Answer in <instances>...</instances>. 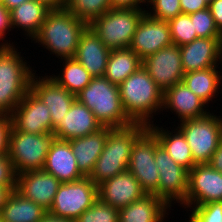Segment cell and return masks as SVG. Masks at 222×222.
Wrapping results in <instances>:
<instances>
[{"mask_svg": "<svg viewBox=\"0 0 222 222\" xmlns=\"http://www.w3.org/2000/svg\"><path fill=\"white\" fill-rule=\"evenodd\" d=\"M118 86L123 109L134 123L150 125L153 114L163 111L164 93L143 66Z\"/></svg>", "mask_w": 222, "mask_h": 222, "instance_id": "6da1fadb", "label": "cell"}, {"mask_svg": "<svg viewBox=\"0 0 222 222\" xmlns=\"http://www.w3.org/2000/svg\"><path fill=\"white\" fill-rule=\"evenodd\" d=\"M88 24L65 8L48 12L39 32L32 39L59 59L74 58L81 34Z\"/></svg>", "mask_w": 222, "mask_h": 222, "instance_id": "7a4b0ae2", "label": "cell"}, {"mask_svg": "<svg viewBox=\"0 0 222 222\" xmlns=\"http://www.w3.org/2000/svg\"><path fill=\"white\" fill-rule=\"evenodd\" d=\"M147 128L148 125L142 123L112 128L89 178L98 186L105 180L125 172L129 165L133 144Z\"/></svg>", "mask_w": 222, "mask_h": 222, "instance_id": "3957f363", "label": "cell"}, {"mask_svg": "<svg viewBox=\"0 0 222 222\" xmlns=\"http://www.w3.org/2000/svg\"><path fill=\"white\" fill-rule=\"evenodd\" d=\"M76 99L93 112L103 127L121 128L134 123L123 109L119 86L104 76L93 77Z\"/></svg>", "mask_w": 222, "mask_h": 222, "instance_id": "277c9868", "label": "cell"}, {"mask_svg": "<svg viewBox=\"0 0 222 222\" xmlns=\"http://www.w3.org/2000/svg\"><path fill=\"white\" fill-rule=\"evenodd\" d=\"M15 46L0 47V114L11 115L30 90L34 74Z\"/></svg>", "mask_w": 222, "mask_h": 222, "instance_id": "5b68a950", "label": "cell"}, {"mask_svg": "<svg viewBox=\"0 0 222 222\" xmlns=\"http://www.w3.org/2000/svg\"><path fill=\"white\" fill-rule=\"evenodd\" d=\"M145 8H112L88 26L109 50L129 48Z\"/></svg>", "mask_w": 222, "mask_h": 222, "instance_id": "8992f818", "label": "cell"}, {"mask_svg": "<svg viewBox=\"0 0 222 222\" xmlns=\"http://www.w3.org/2000/svg\"><path fill=\"white\" fill-rule=\"evenodd\" d=\"M56 138L53 133H23L12 127L8 156L15 173L18 175L27 171L42 170L48 151Z\"/></svg>", "mask_w": 222, "mask_h": 222, "instance_id": "52a82bcc", "label": "cell"}, {"mask_svg": "<svg viewBox=\"0 0 222 222\" xmlns=\"http://www.w3.org/2000/svg\"><path fill=\"white\" fill-rule=\"evenodd\" d=\"M179 123L177 128L190 146L194 163H209L213 153L222 142L221 116L209 113L204 117Z\"/></svg>", "mask_w": 222, "mask_h": 222, "instance_id": "ba28073f", "label": "cell"}, {"mask_svg": "<svg viewBox=\"0 0 222 222\" xmlns=\"http://www.w3.org/2000/svg\"><path fill=\"white\" fill-rule=\"evenodd\" d=\"M97 199L98 186L89 177L61 183L48 213L75 221Z\"/></svg>", "mask_w": 222, "mask_h": 222, "instance_id": "9c48e42d", "label": "cell"}, {"mask_svg": "<svg viewBox=\"0 0 222 222\" xmlns=\"http://www.w3.org/2000/svg\"><path fill=\"white\" fill-rule=\"evenodd\" d=\"M155 134L147 128L134 142L127 170L133 174L147 194L158 197L159 170L155 164Z\"/></svg>", "mask_w": 222, "mask_h": 222, "instance_id": "30bf717a", "label": "cell"}, {"mask_svg": "<svg viewBox=\"0 0 222 222\" xmlns=\"http://www.w3.org/2000/svg\"><path fill=\"white\" fill-rule=\"evenodd\" d=\"M155 164L159 170L158 198L170 208L172 201L181 204L186 199L188 170L177 164L160 144L155 147Z\"/></svg>", "mask_w": 222, "mask_h": 222, "instance_id": "8fae6325", "label": "cell"}, {"mask_svg": "<svg viewBox=\"0 0 222 222\" xmlns=\"http://www.w3.org/2000/svg\"><path fill=\"white\" fill-rule=\"evenodd\" d=\"M217 201H222V172L208 163L196 164L188 171L186 199L180 205L191 209L193 205Z\"/></svg>", "mask_w": 222, "mask_h": 222, "instance_id": "7c38bea8", "label": "cell"}, {"mask_svg": "<svg viewBox=\"0 0 222 222\" xmlns=\"http://www.w3.org/2000/svg\"><path fill=\"white\" fill-rule=\"evenodd\" d=\"M142 66L163 93L184 77L180 48L174 44L146 56Z\"/></svg>", "mask_w": 222, "mask_h": 222, "instance_id": "4fadbf2b", "label": "cell"}, {"mask_svg": "<svg viewBox=\"0 0 222 222\" xmlns=\"http://www.w3.org/2000/svg\"><path fill=\"white\" fill-rule=\"evenodd\" d=\"M12 127L23 133H52L50 110L30 89L11 113Z\"/></svg>", "mask_w": 222, "mask_h": 222, "instance_id": "5bb4252c", "label": "cell"}, {"mask_svg": "<svg viewBox=\"0 0 222 222\" xmlns=\"http://www.w3.org/2000/svg\"><path fill=\"white\" fill-rule=\"evenodd\" d=\"M172 44L169 22L145 14L138 24L129 48L143 60Z\"/></svg>", "mask_w": 222, "mask_h": 222, "instance_id": "9a60e30c", "label": "cell"}, {"mask_svg": "<svg viewBox=\"0 0 222 222\" xmlns=\"http://www.w3.org/2000/svg\"><path fill=\"white\" fill-rule=\"evenodd\" d=\"M30 89L48 106L52 118V133L69 111L76 100V95L70 93L65 87L58 85L48 75L42 77L33 74Z\"/></svg>", "mask_w": 222, "mask_h": 222, "instance_id": "2e32d148", "label": "cell"}, {"mask_svg": "<svg viewBox=\"0 0 222 222\" xmlns=\"http://www.w3.org/2000/svg\"><path fill=\"white\" fill-rule=\"evenodd\" d=\"M60 185L55 176L43 169L32 170L17 175L16 190L49 211Z\"/></svg>", "mask_w": 222, "mask_h": 222, "instance_id": "e0dca14e", "label": "cell"}, {"mask_svg": "<svg viewBox=\"0 0 222 222\" xmlns=\"http://www.w3.org/2000/svg\"><path fill=\"white\" fill-rule=\"evenodd\" d=\"M146 194L138 180L128 170L98 185L99 199L118 210Z\"/></svg>", "mask_w": 222, "mask_h": 222, "instance_id": "ac0fdd59", "label": "cell"}, {"mask_svg": "<svg viewBox=\"0 0 222 222\" xmlns=\"http://www.w3.org/2000/svg\"><path fill=\"white\" fill-rule=\"evenodd\" d=\"M103 126L84 104L77 99L69 111L53 130V134L60 140H71L87 136L102 129Z\"/></svg>", "mask_w": 222, "mask_h": 222, "instance_id": "d6986e66", "label": "cell"}, {"mask_svg": "<svg viewBox=\"0 0 222 222\" xmlns=\"http://www.w3.org/2000/svg\"><path fill=\"white\" fill-rule=\"evenodd\" d=\"M205 105L183 82L175 84L163 95V110L168 108V111L175 112L180 122L208 115L210 111L204 109L207 107Z\"/></svg>", "mask_w": 222, "mask_h": 222, "instance_id": "ffe728a7", "label": "cell"}, {"mask_svg": "<svg viewBox=\"0 0 222 222\" xmlns=\"http://www.w3.org/2000/svg\"><path fill=\"white\" fill-rule=\"evenodd\" d=\"M43 170L55 176L61 183L73 182L85 176L77 167L69 140L55 139L48 151Z\"/></svg>", "mask_w": 222, "mask_h": 222, "instance_id": "44dd1931", "label": "cell"}, {"mask_svg": "<svg viewBox=\"0 0 222 222\" xmlns=\"http://www.w3.org/2000/svg\"><path fill=\"white\" fill-rule=\"evenodd\" d=\"M179 48L184 73L219 66V38L198 37Z\"/></svg>", "mask_w": 222, "mask_h": 222, "instance_id": "7402d4cb", "label": "cell"}, {"mask_svg": "<svg viewBox=\"0 0 222 222\" xmlns=\"http://www.w3.org/2000/svg\"><path fill=\"white\" fill-rule=\"evenodd\" d=\"M109 50L88 26L81 34L74 58L80 62L92 77L104 76Z\"/></svg>", "mask_w": 222, "mask_h": 222, "instance_id": "603a6c76", "label": "cell"}, {"mask_svg": "<svg viewBox=\"0 0 222 222\" xmlns=\"http://www.w3.org/2000/svg\"><path fill=\"white\" fill-rule=\"evenodd\" d=\"M111 129V127H103L95 133L69 140L72 152L76 157L77 167L85 177H89L92 173Z\"/></svg>", "mask_w": 222, "mask_h": 222, "instance_id": "cb8c5ba5", "label": "cell"}, {"mask_svg": "<svg viewBox=\"0 0 222 222\" xmlns=\"http://www.w3.org/2000/svg\"><path fill=\"white\" fill-rule=\"evenodd\" d=\"M170 207L154 194H146L119 209V222H163Z\"/></svg>", "mask_w": 222, "mask_h": 222, "instance_id": "d4e9b609", "label": "cell"}, {"mask_svg": "<svg viewBox=\"0 0 222 222\" xmlns=\"http://www.w3.org/2000/svg\"><path fill=\"white\" fill-rule=\"evenodd\" d=\"M51 9L37 0L26 1L9 11L11 29L21 28L33 39Z\"/></svg>", "mask_w": 222, "mask_h": 222, "instance_id": "484cf974", "label": "cell"}, {"mask_svg": "<svg viewBox=\"0 0 222 222\" xmlns=\"http://www.w3.org/2000/svg\"><path fill=\"white\" fill-rule=\"evenodd\" d=\"M148 128L155 134L159 144L168 152L170 157L179 165L191 170L194 163L190 146L188 145L182 132L176 127L174 132L168 129L156 126L154 122L148 125ZM165 129V130H164ZM174 133V134H173Z\"/></svg>", "mask_w": 222, "mask_h": 222, "instance_id": "4316f807", "label": "cell"}, {"mask_svg": "<svg viewBox=\"0 0 222 222\" xmlns=\"http://www.w3.org/2000/svg\"><path fill=\"white\" fill-rule=\"evenodd\" d=\"M48 211L16 189L7 198L0 211L2 222H39Z\"/></svg>", "mask_w": 222, "mask_h": 222, "instance_id": "83f0119b", "label": "cell"}, {"mask_svg": "<svg viewBox=\"0 0 222 222\" xmlns=\"http://www.w3.org/2000/svg\"><path fill=\"white\" fill-rule=\"evenodd\" d=\"M220 67H211L204 70L184 73L182 82L206 104L217 97L221 87Z\"/></svg>", "mask_w": 222, "mask_h": 222, "instance_id": "f1b7e54d", "label": "cell"}, {"mask_svg": "<svg viewBox=\"0 0 222 222\" xmlns=\"http://www.w3.org/2000/svg\"><path fill=\"white\" fill-rule=\"evenodd\" d=\"M142 66V59L130 48L111 50L104 77L120 85Z\"/></svg>", "mask_w": 222, "mask_h": 222, "instance_id": "f546056e", "label": "cell"}, {"mask_svg": "<svg viewBox=\"0 0 222 222\" xmlns=\"http://www.w3.org/2000/svg\"><path fill=\"white\" fill-rule=\"evenodd\" d=\"M63 69L61 74L52 78L58 85L65 87L70 93L77 95L93 78L90 73L75 58L62 59Z\"/></svg>", "mask_w": 222, "mask_h": 222, "instance_id": "4dcf8cb0", "label": "cell"}, {"mask_svg": "<svg viewBox=\"0 0 222 222\" xmlns=\"http://www.w3.org/2000/svg\"><path fill=\"white\" fill-rule=\"evenodd\" d=\"M64 8L88 25L112 9L110 0H65Z\"/></svg>", "mask_w": 222, "mask_h": 222, "instance_id": "1f68e13d", "label": "cell"}, {"mask_svg": "<svg viewBox=\"0 0 222 222\" xmlns=\"http://www.w3.org/2000/svg\"><path fill=\"white\" fill-rule=\"evenodd\" d=\"M172 43L176 46L186 45L197 37L189 14H179L169 21Z\"/></svg>", "mask_w": 222, "mask_h": 222, "instance_id": "d6a6232c", "label": "cell"}, {"mask_svg": "<svg viewBox=\"0 0 222 222\" xmlns=\"http://www.w3.org/2000/svg\"><path fill=\"white\" fill-rule=\"evenodd\" d=\"M119 210L100 199L85 210L75 222H119Z\"/></svg>", "mask_w": 222, "mask_h": 222, "instance_id": "836d02e7", "label": "cell"}, {"mask_svg": "<svg viewBox=\"0 0 222 222\" xmlns=\"http://www.w3.org/2000/svg\"><path fill=\"white\" fill-rule=\"evenodd\" d=\"M193 22L194 31L197 37L204 38H220L221 33L217 29L210 9L205 8L195 13L189 14Z\"/></svg>", "mask_w": 222, "mask_h": 222, "instance_id": "e575fe53", "label": "cell"}, {"mask_svg": "<svg viewBox=\"0 0 222 222\" xmlns=\"http://www.w3.org/2000/svg\"><path fill=\"white\" fill-rule=\"evenodd\" d=\"M147 4L152 9L146 10V14L157 20L169 22L182 13L180 0H147Z\"/></svg>", "mask_w": 222, "mask_h": 222, "instance_id": "d590c367", "label": "cell"}, {"mask_svg": "<svg viewBox=\"0 0 222 222\" xmlns=\"http://www.w3.org/2000/svg\"><path fill=\"white\" fill-rule=\"evenodd\" d=\"M188 222H222V201L191 207Z\"/></svg>", "mask_w": 222, "mask_h": 222, "instance_id": "8d00e7d4", "label": "cell"}, {"mask_svg": "<svg viewBox=\"0 0 222 222\" xmlns=\"http://www.w3.org/2000/svg\"><path fill=\"white\" fill-rule=\"evenodd\" d=\"M17 174L8 154H0V185L16 189Z\"/></svg>", "mask_w": 222, "mask_h": 222, "instance_id": "74e56055", "label": "cell"}, {"mask_svg": "<svg viewBox=\"0 0 222 222\" xmlns=\"http://www.w3.org/2000/svg\"><path fill=\"white\" fill-rule=\"evenodd\" d=\"M11 128V116L0 114V154H8Z\"/></svg>", "mask_w": 222, "mask_h": 222, "instance_id": "f35d334b", "label": "cell"}, {"mask_svg": "<svg viewBox=\"0 0 222 222\" xmlns=\"http://www.w3.org/2000/svg\"><path fill=\"white\" fill-rule=\"evenodd\" d=\"M7 30L11 31L9 11L5 8L2 2H0V40L2 42L4 41L3 43H0V47L13 46V43L10 44L7 42L8 40H5Z\"/></svg>", "mask_w": 222, "mask_h": 222, "instance_id": "ab89813d", "label": "cell"}, {"mask_svg": "<svg viewBox=\"0 0 222 222\" xmlns=\"http://www.w3.org/2000/svg\"><path fill=\"white\" fill-rule=\"evenodd\" d=\"M180 5L183 14H192L208 8V5L203 0H180Z\"/></svg>", "mask_w": 222, "mask_h": 222, "instance_id": "60d3db41", "label": "cell"}, {"mask_svg": "<svg viewBox=\"0 0 222 222\" xmlns=\"http://www.w3.org/2000/svg\"><path fill=\"white\" fill-rule=\"evenodd\" d=\"M208 8L213 16L217 29L222 34V0H212Z\"/></svg>", "mask_w": 222, "mask_h": 222, "instance_id": "b9f144b4", "label": "cell"}, {"mask_svg": "<svg viewBox=\"0 0 222 222\" xmlns=\"http://www.w3.org/2000/svg\"><path fill=\"white\" fill-rule=\"evenodd\" d=\"M142 3V4H141ZM147 0H110L111 8L139 9Z\"/></svg>", "mask_w": 222, "mask_h": 222, "instance_id": "7bdbcfd3", "label": "cell"}, {"mask_svg": "<svg viewBox=\"0 0 222 222\" xmlns=\"http://www.w3.org/2000/svg\"><path fill=\"white\" fill-rule=\"evenodd\" d=\"M212 168L222 172V142L213 153L210 162L208 163Z\"/></svg>", "mask_w": 222, "mask_h": 222, "instance_id": "ee69618b", "label": "cell"}, {"mask_svg": "<svg viewBox=\"0 0 222 222\" xmlns=\"http://www.w3.org/2000/svg\"><path fill=\"white\" fill-rule=\"evenodd\" d=\"M12 192L13 190L9 186L0 185V211Z\"/></svg>", "mask_w": 222, "mask_h": 222, "instance_id": "f6af8a7d", "label": "cell"}, {"mask_svg": "<svg viewBox=\"0 0 222 222\" xmlns=\"http://www.w3.org/2000/svg\"><path fill=\"white\" fill-rule=\"evenodd\" d=\"M45 4L48 8L52 9H61L65 6V0H37Z\"/></svg>", "mask_w": 222, "mask_h": 222, "instance_id": "bcb514c9", "label": "cell"}, {"mask_svg": "<svg viewBox=\"0 0 222 222\" xmlns=\"http://www.w3.org/2000/svg\"><path fill=\"white\" fill-rule=\"evenodd\" d=\"M39 222H75L70 219L56 217L51 215L50 213H47Z\"/></svg>", "mask_w": 222, "mask_h": 222, "instance_id": "7dc6e473", "label": "cell"}, {"mask_svg": "<svg viewBox=\"0 0 222 222\" xmlns=\"http://www.w3.org/2000/svg\"><path fill=\"white\" fill-rule=\"evenodd\" d=\"M29 1V0H2V4L5 6V8L10 11L11 9L19 6L20 4Z\"/></svg>", "mask_w": 222, "mask_h": 222, "instance_id": "c3c4849f", "label": "cell"}, {"mask_svg": "<svg viewBox=\"0 0 222 222\" xmlns=\"http://www.w3.org/2000/svg\"><path fill=\"white\" fill-rule=\"evenodd\" d=\"M218 62L220 64L222 63V34H221V37L219 38ZM220 76H221V80H222V75H220Z\"/></svg>", "mask_w": 222, "mask_h": 222, "instance_id": "681fc988", "label": "cell"}, {"mask_svg": "<svg viewBox=\"0 0 222 222\" xmlns=\"http://www.w3.org/2000/svg\"><path fill=\"white\" fill-rule=\"evenodd\" d=\"M208 6L212 0H203Z\"/></svg>", "mask_w": 222, "mask_h": 222, "instance_id": "f907efd6", "label": "cell"}]
</instances>
